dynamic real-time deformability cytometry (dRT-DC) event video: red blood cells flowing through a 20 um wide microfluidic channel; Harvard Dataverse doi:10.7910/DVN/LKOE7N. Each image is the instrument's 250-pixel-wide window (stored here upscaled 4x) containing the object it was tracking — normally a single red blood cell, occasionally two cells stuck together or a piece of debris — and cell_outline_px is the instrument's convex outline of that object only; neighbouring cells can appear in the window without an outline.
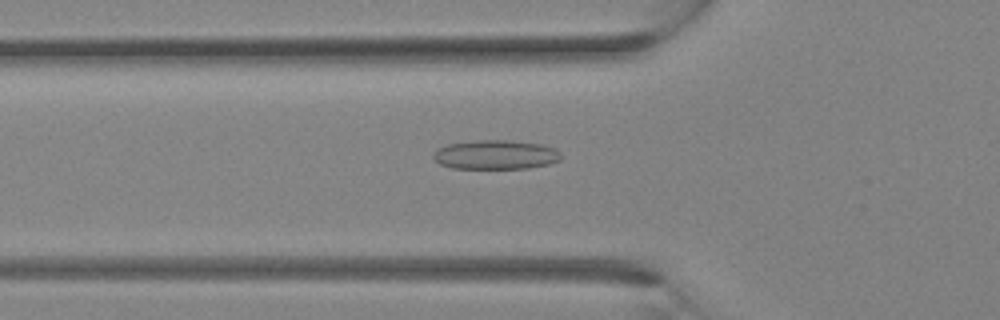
{"species": "Egyptian fruit bat (a non-hibernating species)", "species_latin": "Rousettus aegyptiacus", "temperature_condition": "room temperature", "stored_images_in_passage": 32, "camera_frame_rate_fps": 3000, "um_per_image_px": 0.085, "animal": {"sex": "female"}, "frame": {"image": 1, "passage_image": 11, "time_ms": 3.333, "image_size_px": [1000, 320], "cell_outline_px": [[560, 160], [548, 164], [528, 168], [452, 168], [440, 164], [432, 156], [440, 148], [448, 144], [476, 140], [508, 140], [540, 144], [556, 148], [560, 152]], "centroid_in_image_um": [42.16, 13.15], "position_along_channel_um": 83.6, "area_um2": 21.56}}
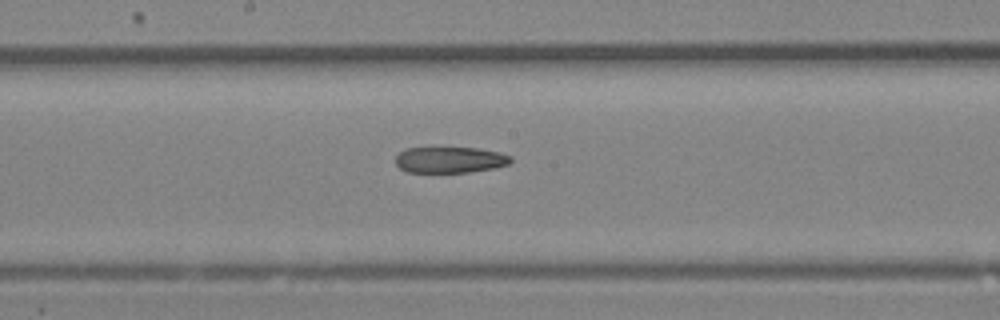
{"frame": {"image": 2, "passage_image": 17, "time_ms": 5.333, "image_size_px": [1000, 320], "cell_outline_px": [[512, 160], [508, 164], [496, 168], [468, 172], [408, 172], [400, 168], [396, 164], [396, 156], [404, 148], [480, 148], [500, 152], [512, 156]], "centroid_in_image_um": [38.28, 13.58], "position_along_channel_um": 209.9, "area_um2": 17.57}}
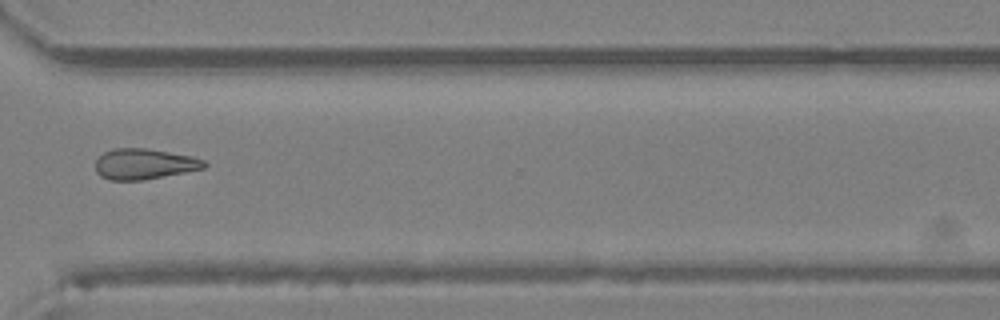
{"frame": {"image": 3, "passage_image": 24, "time_ms": 7.667, "image_size_px": [1000, 320], "cell_outline_px": [[208, 164], [204, 168], [144, 180], [108, 180], [100, 176], [96, 172], [96, 160], [104, 152], [112, 148], [144, 148], [192, 156], [204, 160]], "centroid_in_image_um": [12.24, 13.94], "position_along_channel_um": 358.4, "area_um2": 19.36}}